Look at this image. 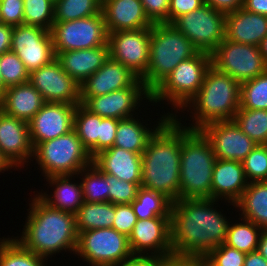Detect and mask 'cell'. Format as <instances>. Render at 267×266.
Listing matches in <instances>:
<instances>
[{
    "mask_svg": "<svg viewBox=\"0 0 267 266\" xmlns=\"http://www.w3.org/2000/svg\"><path fill=\"white\" fill-rule=\"evenodd\" d=\"M215 201L218 200L181 199L172 202L173 254L201 259L226 241L230 223L221 211L213 209Z\"/></svg>",
    "mask_w": 267,
    "mask_h": 266,
    "instance_id": "6da1fadb",
    "label": "cell"
},
{
    "mask_svg": "<svg viewBox=\"0 0 267 266\" xmlns=\"http://www.w3.org/2000/svg\"><path fill=\"white\" fill-rule=\"evenodd\" d=\"M183 127L169 117L148 140L142 153L141 187L159 192L172 202L179 200Z\"/></svg>",
    "mask_w": 267,
    "mask_h": 266,
    "instance_id": "7a4b0ae2",
    "label": "cell"
},
{
    "mask_svg": "<svg viewBox=\"0 0 267 266\" xmlns=\"http://www.w3.org/2000/svg\"><path fill=\"white\" fill-rule=\"evenodd\" d=\"M35 196L23 234L16 240L46 260L50 255L66 249L75 254L78 241L75 215L52 208L38 194Z\"/></svg>",
    "mask_w": 267,
    "mask_h": 266,
    "instance_id": "3957f363",
    "label": "cell"
},
{
    "mask_svg": "<svg viewBox=\"0 0 267 266\" xmlns=\"http://www.w3.org/2000/svg\"><path fill=\"white\" fill-rule=\"evenodd\" d=\"M217 158L200 130L183 126L180 158L181 199H211L212 174Z\"/></svg>",
    "mask_w": 267,
    "mask_h": 266,
    "instance_id": "277c9868",
    "label": "cell"
},
{
    "mask_svg": "<svg viewBox=\"0 0 267 266\" xmlns=\"http://www.w3.org/2000/svg\"><path fill=\"white\" fill-rule=\"evenodd\" d=\"M193 105H192V104ZM196 121L191 130H199L208 123L230 121L240 108V84L228 74L221 73L213 66L207 71L200 90L189 101Z\"/></svg>",
    "mask_w": 267,
    "mask_h": 266,
    "instance_id": "5b68a950",
    "label": "cell"
},
{
    "mask_svg": "<svg viewBox=\"0 0 267 266\" xmlns=\"http://www.w3.org/2000/svg\"><path fill=\"white\" fill-rule=\"evenodd\" d=\"M198 52L193 43L173 24H153L149 65L141 81L152 92L181 61L195 56Z\"/></svg>",
    "mask_w": 267,
    "mask_h": 266,
    "instance_id": "8992f818",
    "label": "cell"
},
{
    "mask_svg": "<svg viewBox=\"0 0 267 266\" xmlns=\"http://www.w3.org/2000/svg\"><path fill=\"white\" fill-rule=\"evenodd\" d=\"M211 66V54L206 52L199 51L195 56L181 61L151 92L150 102L167 100L180 111L200 90Z\"/></svg>",
    "mask_w": 267,
    "mask_h": 266,
    "instance_id": "52a82bcc",
    "label": "cell"
},
{
    "mask_svg": "<svg viewBox=\"0 0 267 266\" xmlns=\"http://www.w3.org/2000/svg\"><path fill=\"white\" fill-rule=\"evenodd\" d=\"M45 177L52 175H76L92 163L74 130L52 140L39 143L34 155Z\"/></svg>",
    "mask_w": 267,
    "mask_h": 266,
    "instance_id": "ba28073f",
    "label": "cell"
},
{
    "mask_svg": "<svg viewBox=\"0 0 267 266\" xmlns=\"http://www.w3.org/2000/svg\"><path fill=\"white\" fill-rule=\"evenodd\" d=\"M75 254L91 266H116L132 260L128 237L113 228H100L78 233Z\"/></svg>",
    "mask_w": 267,
    "mask_h": 266,
    "instance_id": "9c48e42d",
    "label": "cell"
},
{
    "mask_svg": "<svg viewBox=\"0 0 267 266\" xmlns=\"http://www.w3.org/2000/svg\"><path fill=\"white\" fill-rule=\"evenodd\" d=\"M54 53L108 46L102 11L91 17L54 22L50 29Z\"/></svg>",
    "mask_w": 267,
    "mask_h": 266,
    "instance_id": "30bf717a",
    "label": "cell"
},
{
    "mask_svg": "<svg viewBox=\"0 0 267 266\" xmlns=\"http://www.w3.org/2000/svg\"><path fill=\"white\" fill-rule=\"evenodd\" d=\"M212 66L240 85L267 70L260 47L224 39L211 53Z\"/></svg>",
    "mask_w": 267,
    "mask_h": 266,
    "instance_id": "8fae6325",
    "label": "cell"
},
{
    "mask_svg": "<svg viewBox=\"0 0 267 266\" xmlns=\"http://www.w3.org/2000/svg\"><path fill=\"white\" fill-rule=\"evenodd\" d=\"M200 52L211 54L225 39L226 14L204 4L172 23Z\"/></svg>",
    "mask_w": 267,
    "mask_h": 266,
    "instance_id": "7c38bea8",
    "label": "cell"
},
{
    "mask_svg": "<svg viewBox=\"0 0 267 266\" xmlns=\"http://www.w3.org/2000/svg\"><path fill=\"white\" fill-rule=\"evenodd\" d=\"M151 27L108 34L109 57L122 63L140 79L149 65Z\"/></svg>",
    "mask_w": 267,
    "mask_h": 266,
    "instance_id": "4fadbf2b",
    "label": "cell"
},
{
    "mask_svg": "<svg viewBox=\"0 0 267 266\" xmlns=\"http://www.w3.org/2000/svg\"><path fill=\"white\" fill-rule=\"evenodd\" d=\"M11 50L22 60L29 73L56 58L50 31L38 26H13Z\"/></svg>",
    "mask_w": 267,
    "mask_h": 266,
    "instance_id": "5bb4252c",
    "label": "cell"
},
{
    "mask_svg": "<svg viewBox=\"0 0 267 266\" xmlns=\"http://www.w3.org/2000/svg\"><path fill=\"white\" fill-rule=\"evenodd\" d=\"M128 242L135 257H164L173 254L170 217L137 220L128 236ZM150 250L149 255L147 251Z\"/></svg>",
    "mask_w": 267,
    "mask_h": 266,
    "instance_id": "9a60e30c",
    "label": "cell"
},
{
    "mask_svg": "<svg viewBox=\"0 0 267 266\" xmlns=\"http://www.w3.org/2000/svg\"><path fill=\"white\" fill-rule=\"evenodd\" d=\"M29 82L46 102L80 104V85L62 69L56 58L32 71Z\"/></svg>",
    "mask_w": 267,
    "mask_h": 266,
    "instance_id": "2e32d148",
    "label": "cell"
},
{
    "mask_svg": "<svg viewBox=\"0 0 267 266\" xmlns=\"http://www.w3.org/2000/svg\"><path fill=\"white\" fill-rule=\"evenodd\" d=\"M199 130L210 142L217 159L242 162L257 145L234 120L208 123Z\"/></svg>",
    "mask_w": 267,
    "mask_h": 266,
    "instance_id": "e0dca14e",
    "label": "cell"
},
{
    "mask_svg": "<svg viewBox=\"0 0 267 266\" xmlns=\"http://www.w3.org/2000/svg\"><path fill=\"white\" fill-rule=\"evenodd\" d=\"M77 105L46 102L28 122L33 147L72 131Z\"/></svg>",
    "mask_w": 267,
    "mask_h": 266,
    "instance_id": "ac0fdd59",
    "label": "cell"
},
{
    "mask_svg": "<svg viewBox=\"0 0 267 266\" xmlns=\"http://www.w3.org/2000/svg\"><path fill=\"white\" fill-rule=\"evenodd\" d=\"M150 95L146 87H126L96 97H80V104L100 117L120 120L133 116L131 112L138 109L140 100L146 98L150 101Z\"/></svg>",
    "mask_w": 267,
    "mask_h": 266,
    "instance_id": "d6986e66",
    "label": "cell"
},
{
    "mask_svg": "<svg viewBox=\"0 0 267 266\" xmlns=\"http://www.w3.org/2000/svg\"><path fill=\"white\" fill-rule=\"evenodd\" d=\"M126 87L145 86L129 68L109 57L101 68L80 85V97H96Z\"/></svg>",
    "mask_w": 267,
    "mask_h": 266,
    "instance_id": "ffe728a7",
    "label": "cell"
},
{
    "mask_svg": "<svg viewBox=\"0 0 267 266\" xmlns=\"http://www.w3.org/2000/svg\"><path fill=\"white\" fill-rule=\"evenodd\" d=\"M0 151L16 167L26 164L34 155L28 123L15 117L0 114Z\"/></svg>",
    "mask_w": 267,
    "mask_h": 266,
    "instance_id": "44dd1931",
    "label": "cell"
},
{
    "mask_svg": "<svg viewBox=\"0 0 267 266\" xmlns=\"http://www.w3.org/2000/svg\"><path fill=\"white\" fill-rule=\"evenodd\" d=\"M101 11L108 34L150 28L153 25L140 0H102Z\"/></svg>",
    "mask_w": 267,
    "mask_h": 266,
    "instance_id": "7402d4cb",
    "label": "cell"
},
{
    "mask_svg": "<svg viewBox=\"0 0 267 266\" xmlns=\"http://www.w3.org/2000/svg\"><path fill=\"white\" fill-rule=\"evenodd\" d=\"M92 163L105 174L115 176L117 179L130 183L141 184V154L112 146L97 154L92 159Z\"/></svg>",
    "mask_w": 267,
    "mask_h": 266,
    "instance_id": "603a6c76",
    "label": "cell"
},
{
    "mask_svg": "<svg viewBox=\"0 0 267 266\" xmlns=\"http://www.w3.org/2000/svg\"><path fill=\"white\" fill-rule=\"evenodd\" d=\"M248 184L242 162L216 160L212 174L211 199L219 200L222 197L228 200V203H235Z\"/></svg>",
    "mask_w": 267,
    "mask_h": 266,
    "instance_id": "cb8c5ba5",
    "label": "cell"
},
{
    "mask_svg": "<svg viewBox=\"0 0 267 266\" xmlns=\"http://www.w3.org/2000/svg\"><path fill=\"white\" fill-rule=\"evenodd\" d=\"M267 35V16L243 7L226 14L225 39L259 47Z\"/></svg>",
    "mask_w": 267,
    "mask_h": 266,
    "instance_id": "d4e9b609",
    "label": "cell"
},
{
    "mask_svg": "<svg viewBox=\"0 0 267 266\" xmlns=\"http://www.w3.org/2000/svg\"><path fill=\"white\" fill-rule=\"evenodd\" d=\"M108 58L109 46L65 51L56 54V59L61 64L62 69L79 85L101 68Z\"/></svg>",
    "mask_w": 267,
    "mask_h": 266,
    "instance_id": "484cf974",
    "label": "cell"
},
{
    "mask_svg": "<svg viewBox=\"0 0 267 266\" xmlns=\"http://www.w3.org/2000/svg\"><path fill=\"white\" fill-rule=\"evenodd\" d=\"M0 101L5 114L27 123L46 103L29 81L6 88Z\"/></svg>",
    "mask_w": 267,
    "mask_h": 266,
    "instance_id": "4316f807",
    "label": "cell"
},
{
    "mask_svg": "<svg viewBox=\"0 0 267 266\" xmlns=\"http://www.w3.org/2000/svg\"><path fill=\"white\" fill-rule=\"evenodd\" d=\"M70 178L72 180V175L46 177L49 184L56 186L53 198L46 193H38V196L50 207L75 215L84 202L83 192L81 182L79 185L72 183Z\"/></svg>",
    "mask_w": 267,
    "mask_h": 266,
    "instance_id": "83f0119b",
    "label": "cell"
},
{
    "mask_svg": "<svg viewBox=\"0 0 267 266\" xmlns=\"http://www.w3.org/2000/svg\"><path fill=\"white\" fill-rule=\"evenodd\" d=\"M163 115L161 122L158 121L154 128L149 130L141 121L134 116L120 119L116 130V138L113 146L123 148L134 153L141 154L146 149L148 140L157 131V129L169 118L174 117L172 113ZM134 117V118H133Z\"/></svg>",
    "mask_w": 267,
    "mask_h": 266,
    "instance_id": "f1b7e54d",
    "label": "cell"
},
{
    "mask_svg": "<svg viewBox=\"0 0 267 266\" xmlns=\"http://www.w3.org/2000/svg\"><path fill=\"white\" fill-rule=\"evenodd\" d=\"M232 205L242 210V218L267 229V181L249 182L241 197Z\"/></svg>",
    "mask_w": 267,
    "mask_h": 266,
    "instance_id": "f546056e",
    "label": "cell"
},
{
    "mask_svg": "<svg viewBox=\"0 0 267 266\" xmlns=\"http://www.w3.org/2000/svg\"><path fill=\"white\" fill-rule=\"evenodd\" d=\"M115 216V204L111 202H83L75 214L77 232L112 228Z\"/></svg>",
    "mask_w": 267,
    "mask_h": 266,
    "instance_id": "4dcf8cb0",
    "label": "cell"
},
{
    "mask_svg": "<svg viewBox=\"0 0 267 266\" xmlns=\"http://www.w3.org/2000/svg\"><path fill=\"white\" fill-rule=\"evenodd\" d=\"M102 118L91 113L82 104L77 105L73 130L92 159L98 154V137H100V122Z\"/></svg>",
    "mask_w": 267,
    "mask_h": 266,
    "instance_id": "1f68e13d",
    "label": "cell"
},
{
    "mask_svg": "<svg viewBox=\"0 0 267 266\" xmlns=\"http://www.w3.org/2000/svg\"><path fill=\"white\" fill-rule=\"evenodd\" d=\"M138 220L153 217H170L172 201L165 195L140 187L131 203Z\"/></svg>",
    "mask_w": 267,
    "mask_h": 266,
    "instance_id": "d6a6232c",
    "label": "cell"
},
{
    "mask_svg": "<svg viewBox=\"0 0 267 266\" xmlns=\"http://www.w3.org/2000/svg\"><path fill=\"white\" fill-rule=\"evenodd\" d=\"M243 223L229 224L226 245L244 253L257 250L262 228L252 221L242 218Z\"/></svg>",
    "mask_w": 267,
    "mask_h": 266,
    "instance_id": "836d02e7",
    "label": "cell"
},
{
    "mask_svg": "<svg viewBox=\"0 0 267 266\" xmlns=\"http://www.w3.org/2000/svg\"><path fill=\"white\" fill-rule=\"evenodd\" d=\"M258 145H267V110L238 109L233 119Z\"/></svg>",
    "mask_w": 267,
    "mask_h": 266,
    "instance_id": "e575fe53",
    "label": "cell"
},
{
    "mask_svg": "<svg viewBox=\"0 0 267 266\" xmlns=\"http://www.w3.org/2000/svg\"><path fill=\"white\" fill-rule=\"evenodd\" d=\"M102 0H55L54 22H66L99 14Z\"/></svg>",
    "mask_w": 267,
    "mask_h": 266,
    "instance_id": "d590c367",
    "label": "cell"
},
{
    "mask_svg": "<svg viewBox=\"0 0 267 266\" xmlns=\"http://www.w3.org/2000/svg\"><path fill=\"white\" fill-rule=\"evenodd\" d=\"M45 258L24 248L16 238L0 241V266H45Z\"/></svg>",
    "mask_w": 267,
    "mask_h": 266,
    "instance_id": "8d00e7d4",
    "label": "cell"
},
{
    "mask_svg": "<svg viewBox=\"0 0 267 266\" xmlns=\"http://www.w3.org/2000/svg\"><path fill=\"white\" fill-rule=\"evenodd\" d=\"M79 174L82 176L81 185L83 200L85 202H108V182L105 173L95 164L91 163L89 166L83 168L77 175ZM83 174L85 176L84 178Z\"/></svg>",
    "mask_w": 267,
    "mask_h": 266,
    "instance_id": "74e56055",
    "label": "cell"
},
{
    "mask_svg": "<svg viewBox=\"0 0 267 266\" xmlns=\"http://www.w3.org/2000/svg\"><path fill=\"white\" fill-rule=\"evenodd\" d=\"M239 109L267 110V70L240 85Z\"/></svg>",
    "mask_w": 267,
    "mask_h": 266,
    "instance_id": "f35d334b",
    "label": "cell"
},
{
    "mask_svg": "<svg viewBox=\"0 0 267 266\" xmlns=\"http://www.w3.org/2000/svg\"><path fill=\"white\" fill-rule=\"evenodd\" d=\"M23 24L38 26L50 31L54 23L55 0H23Z\"/></svg>",
    "mask_w": 267,
    "mask_h": 266,
    "instance_id": "ab89813d",
    "label": "cell"
},
{
    "mask_svg": "<svg viewBox=\"0 0 267 266\" xmlns=\"http://www.w3.org/2000/svg\"><path fill=\"white\" fill-rule=\"evenodd\" d=\"M0 74L5 88L29 81V72L18 55L12 50L0 55Z\"/></svg>",
    "mask_w": 267,
    "mask_h": 266,
    "instance_id": "60d3db41",
    "label": "cell"
},
{
    "mask_svg": "<svg viewBox=\"0 0 267 266\" xmlns=\"http://www.w3.org/2000/svg\"><path fill=\"white\" fill-rule=\"evenodd\" d=\"M242 164L245 176L250 183L267 181V145L257 144Z\"/></svg>",
    "mask_w": 267,
    "mask_h": 266,
    "instance_id": "b9f144b4",
    "label": "cell"
},
{
    "mask_svg": "<svg viewBox=\"0 0 267 266\" xmlns=\"http://www.w3.org/2000/svg\"><path fill=\"white\" fill-rule=\"evenodd\" d=\"M246 253L221 244L201 258V266H244Z\"/></svg>",
    "mask_w": 267,
    "mask_h": 266,
    "instance_id": "7bdbcfd3",
    "label": "cell"
},
{
    "mask_svg": "<svg viewBox=\"0 0 267 266\" xmlns=\"http://www.w3.org/2000/svg\"><path fill=\"white\" fill-rule=\"evenodd\" d=\"M108 182V202L113 204H131L137 197L141 184L130 183L106 174Z\"/></svg>",
    "mask_w": 267,
    "mask_h": 266,
    "instance_id": "ee69618b",
    "label": "cell"
},
{
    "mask_svg": "<svg viewBox=\"0 0 267 266\" xmlns=\"http://www.w3.org/2000/svg\"><path fill=\"white\" fill-rule=\"evenodd\" d=\"M137 220L131 204H115V216L112 226L114 230L128 237Z\"/></svg>",
    "mask_w": 267,
    "mask_h": 266,
    "instance_id": "f6af8a7d",
    "label": "cell"
},
{
    "mask_svg": "<svg viewBox=\"0 0 267 266\" xmlns=\"http://www.w3.org/2000/svg\"><path fill=\"white\" fill-rule=\"evenodd\" d=\"M23 19V0H0V20L2 24L18 26L23 24Z\"/></svg>",
    "mask_w": 267,
    "mask_h": 266,
    "instance_id": "bcb514c9",
    "label": "cell"
},
{
    "mask_svg": "<svg viewBox=\"0 0 267 266\" xmlns=\"http://www.w3.org/2000/svg\"><path fill=\"white\" fill-rule=\"evenodd\" d=\"M146 15L153 24L168 23L170 0H140Z\"/></svg>",
    "mask_w": 267,
    "mask_h": 266,
    "instance_id": "7dc6e473",
    "label": "cell"
},
{
    "mask_svg": "<svg viewBox=\"0 0 267 266\" xmlns=\"http://www.w3.org/2000/svg\"><path fill=\"white\" fill-rule=\"evenodd\" d=\"M118 119L104 117L100 122V137H98V154L114 145Z\"/></svg>",
    "mask_w": 267,
    "mask_h": 266,
    "instance_id": "c3c4849f",
    "label": "cell"
},
{
    "mask_svg": "<svg viewBox=\"0 0 267 266\" xmlns=\"http://www.w3.org/2000/svg\"><path fill=\"white\" fill-rule=\"evenodd\" d=\"M204 4V0H170L168 23L172 24L181 15L197 10Z\"/></svg>",
    "mask_w": 267,
    "mask_h": 266,
    "instance_id": "681fc988",
    "label": "cell"
},
{
    "mask_svg": "<svg viewBox=\"0 0 267 266\" xmlns=\"http://www.w3.org/2000/svg\"><path fill=\"white\" fill-rule=\"evenodd\" d=\"M158 266H201V259L171 254L158 257Z\"/></svg>",
    "mask_w": 267,
    "mask_h": 266,
    "instance_id": "f907efd6",
    "label": "cell"
},
{
    "mask_svg": "<svg viewBox=\"0 0 267 266\" xmlns=\"http://www.w3.org/2000/svg\"><path fill=\"white\" fill-rule=\"evenodd\" d=\"M204 3L219 12L228 14L242 8L244 0H204Z\"/></svg>",
    "mask_w": 267,
    "mask_h": 266,
    "instance_id": "816d5d0a",
    "label": "cell"
},
{
    "mask_svg": "<svg viewBox=\"0 0 267 266\" xmlns=\"http://www.w3.org/2000/svg\"><path fill=\"white\" fill-rule=\"evenodd\" d=\"M13 26L0 24V55L11 50Z\"/></svg>",
    "mask_w": 267,
    "mask_h": 266,
    "instance_id": "f5cc1de1",
    "label": "cell"
},
{
    "mask_svg": "<svg viewBox=\"0 0 267 266\" xmlns=\"http://www.w3.org/2000/svg\"><path fill=\"white\" fill-rule=\"evenodd\" d=\"M243 8L249 12L267 16V0H244Z\"/></svg>",
    "mask_w": 267,
    "mask_h": 266,
    "instance_id": "db71d44e",
    "label": "cell"
},
{
    "mask_svg": "<svg viewBox=\"0 0 267 266\" xmlns=\"http://www.w3.org/2000/svg\"><path fill=\"white\" fill-rule=\"evenodd\" d=\"M116 266H158V257H134Z\"/></svg>",
    "mask_w": 267,
    "mask_h": 266,
    "instance_id": "11a10c76",
    "label": "cell"
},
{
    "mask_svg": "<svg viewBox=\"0 0 267 266\" xmlns=\"http://www.w3.org/2000/svg\"><path fill=\"white\" fill-rule=\"evenodd\" d=\"M244 266H267V260L256 250L246 254Z\"/></svg>",
    "mask_w": 267,
    "mask_h": 266,
    "instance_id": "9f6ffc18",
    "label": "cell"
},
{
    "mask_svg": "<svg viewBox=\"0 0 267 266\" xmlns=\"http://www.w3.org/2000/svg\"><path fill=\"white\" fill-rule=\"evenodd\" d=\"M257 251L267 260V229H263L259 237Z\"/></svg>",
    "mask_w": 267,
    "mask_h": 266,
    "instance_id": "6f0895ef",
    "label": "cell"
},
{
    "mask_svg": "<svg viewBox=\"0 0 267 266\" xmlns=\"http://www.w3.org/2000/svg\"><path fill=\"white\" fill-rule=\"evenodd\" d=\"M14 166L8 161V159L0 151V172L6 171V169L13 168Z\"/></svg>",
    "mask_w": 267,
    "mask_h": 266,
    "instance_id": "680465c9",
    "label": "cell"
},
{
    "mask_svg": "<svg viewBox=\"0 0 267 266\" xmlns=\"http://www.w3.org/2000/svg\"><path fill=\"white\" fill-rule=\"evenodd\" d=\"M259 47L267 65V35L265 36Z\"/></svg>",
    "mask_w": 267,
    "mask_h": 266,
    "instance_id": "91938a15",
    "label": "cell"
},
{
    "mask_svg": "<svg viewBox=\"0 0 267 266\" xmlns=\"http://www.w3.org/2000/svg\"><path fill=\"white\" fill-rule=\"evenodd\" d=\"M5 87L2 83V78H1V74H0V99L3 97L4 91H5Z\"/></svg>",
    "mask_w": 267,
    "mask_h": 266,
    "instance_id": "94428289",
    "label": "cell"
},
{
    "mask_svg": "<svg viewBox=\"0 0 267 266\" xmlns=\"http://www.w3.org/2000/svg\"><path fill=\"white\" fill-rule=\"evenodd\" d=\"M2 112V105H1V101H0V114Z\"/></svg>",
    "mask_w": 267,
    "mask_h": 266,
    "instance_id": "6125c7cd",
    "label": "cell"
}]
</instances>
